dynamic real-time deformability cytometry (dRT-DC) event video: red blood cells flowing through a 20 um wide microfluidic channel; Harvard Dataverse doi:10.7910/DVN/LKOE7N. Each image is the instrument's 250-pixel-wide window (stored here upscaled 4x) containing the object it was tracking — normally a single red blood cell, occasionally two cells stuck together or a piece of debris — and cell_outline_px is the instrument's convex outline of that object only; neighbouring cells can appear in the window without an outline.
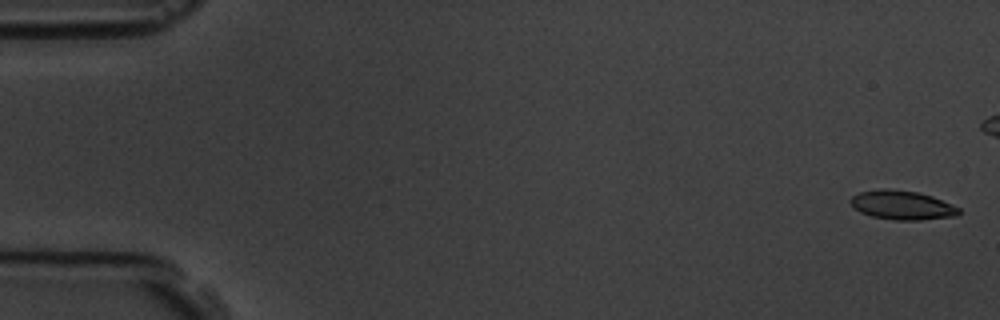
{"species": "common noctule bat (a hibernating species)", "species_latin": "Nyctalus noctula", "temperature_condition": "room temperature", "stored_images_in_passage": 13, "camera_frame_rate_fps": 3000, "um_per_image_px": 0.085, "animal": {"sex": "male", "body_mass_g": 19.5, "forearm_length_mm": 54.6}, "frame": {"image": 1, "passage_image": 1, "time_ms": 0.0, "image_size_px": [1000, 320], "cell_outline_px": [[960, 212], [956, 216], [920, 220], [892, 220], [872, 216], [860, 212], [848, 200], [852, 196], [860, 192], [880, 188], [884, 188], [920, 192], [932, 196], [960, 208]], "centroid_in_image_um": [76.67, 17.43], "position_along_channel_um": 8.3, "area_um2": 18.38}}
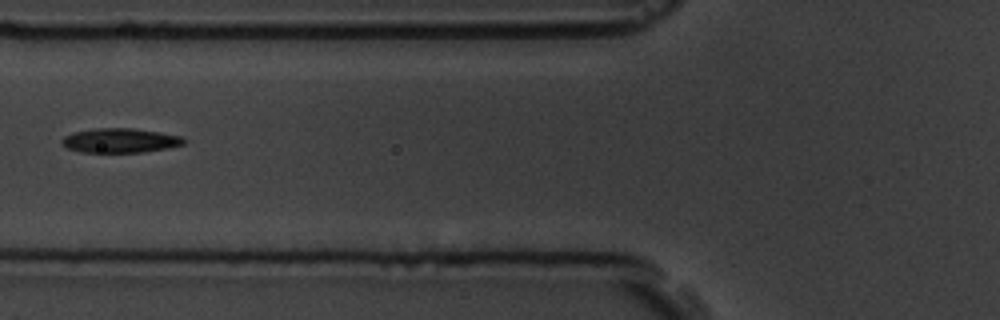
{"frame": {"image": 2, "passage_image": 8, "time_ms": 9.0, "image_size_px": [1000, 320], "cell_outline_px": [[188, 140], [184, 144], [168, 148], [144, 152], [80, 152], [68, 148], [60, 140], [64, 136], [72, 132], [96, 128], [132, 128], [160, 132], [180, 136]], "centroid_in_image_um": [10.23, 11.94], "position_along_channel_um": 115.6, "area_um2": 17.4}}
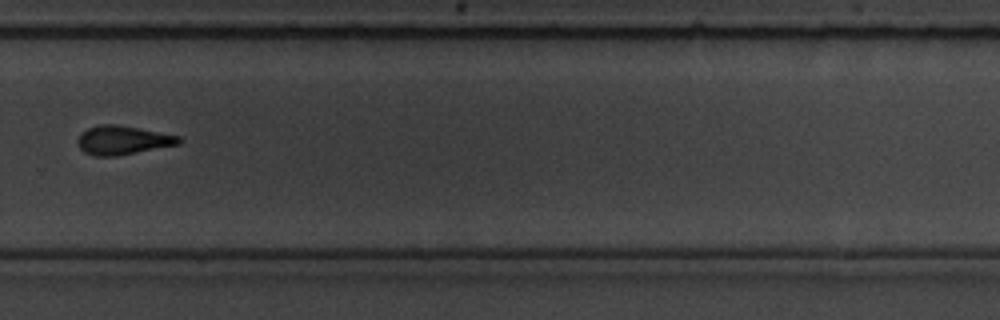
{"frame": {"image": 3, "passage_image": 13, "time_ms": 14.667, "image_size_px": [1000, 320], "cell_outline_px": [[184, 140], [180, 144], [120, 156], [92, 156], [84, 152], [76, 144], [76, 140], [88, 128], [100, 124], [116, 124], [180, 136]], "centroid_in_image_um": [10.45, 11.93], "position_along_channel_um": 319.4, "area_um2": 17.17}}